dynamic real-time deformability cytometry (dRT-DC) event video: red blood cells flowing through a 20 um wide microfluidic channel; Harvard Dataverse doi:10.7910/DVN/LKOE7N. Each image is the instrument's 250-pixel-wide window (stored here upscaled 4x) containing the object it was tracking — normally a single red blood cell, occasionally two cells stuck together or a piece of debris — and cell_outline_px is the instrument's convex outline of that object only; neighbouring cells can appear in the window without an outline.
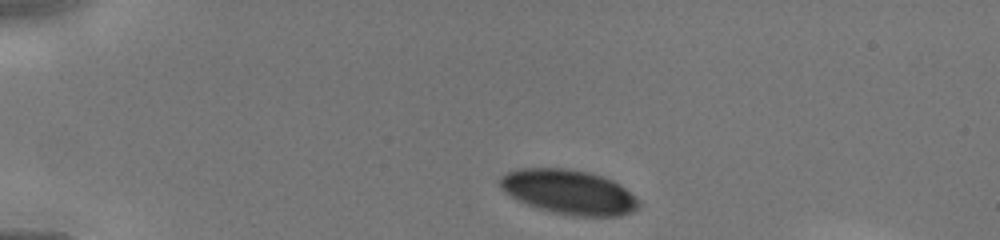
{"species": "human", "species_latin": "Homo sapiens", "temperature_condition": "cold", "stored_images_in_passage": 15, "camera_frame_rate_fps": 3000, "um_per_image_px": 0.085, "donor": {"sex": "male"}, "frame": {"image": 1, "passage_image": 1, "time_ms": 0.0, "image_size_px": [1000, 240], "cell_outline_px": [[640, 208], [620, 216], [572, 216], [552, 212], [536, 208], [516, 200], [504, 192], [500, 188], [500, 176], [508, 172], [520, 168], [568, 168], [588, 172], [604, 176], [612, 180], [624, 188], [640, 204]], "centroid_in_image_um": [48.3, 16.32], "position_along_channel_um": 36.7, "area_um2": 36.07}}
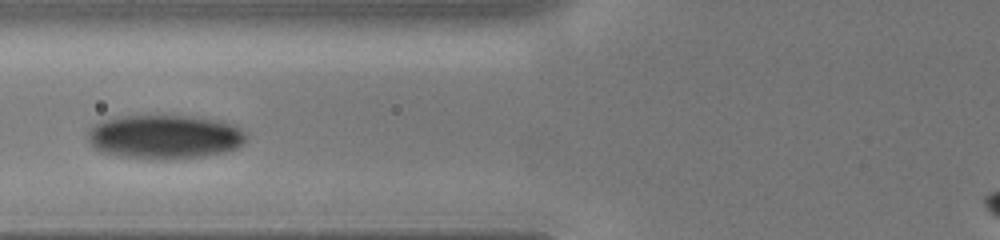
{"frame": {"image": 2, "passage_image": 9, "time_ms": 3.0, "image_size_px": [1000, 240], "cell_outline_px": [[248, 140], [244, 144], [236, 148], [224, 152], [204, 156], [164, 160], [160, 160], [116, 156], [100, 152], [92, 148], [88, 144], [88, 128], [100, 120], [116, 116], [156, 112], [192, 116], [224, 120], [236, 124], [248, 132]], "centroid_in_image_um": [13.99, 11.58], "position_along_channel_um": 111.8, "area_um2": 43.06}}
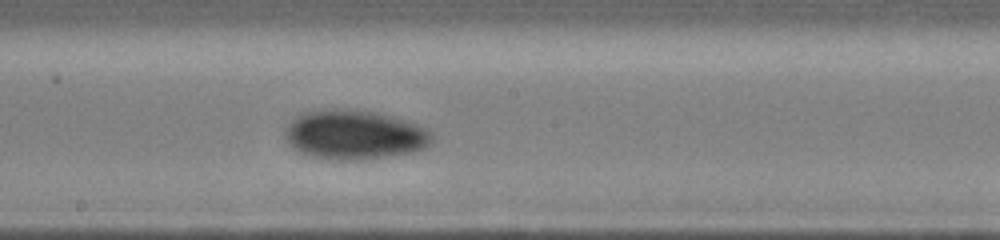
{"frame": {"image": 3, "passage_image": 15, "time_ms": 5.333, "image_size_px": [1000, 240], "cell_outline_px": [[432, 140], [424, 148], [416, 152], [360, 160], [336, 160], [308, 156], [292, 148], [288, 144], [284, 132], [284, 128], [296, 116], [304, 112], [332, 108], [356, 108], [376, 112], [392, 116], [428, 128], [432, 132]], "centroid_in_image_um": [30.1, 11.44], "position_along_channel_um": 218.1, "area_um2": 42.89}}